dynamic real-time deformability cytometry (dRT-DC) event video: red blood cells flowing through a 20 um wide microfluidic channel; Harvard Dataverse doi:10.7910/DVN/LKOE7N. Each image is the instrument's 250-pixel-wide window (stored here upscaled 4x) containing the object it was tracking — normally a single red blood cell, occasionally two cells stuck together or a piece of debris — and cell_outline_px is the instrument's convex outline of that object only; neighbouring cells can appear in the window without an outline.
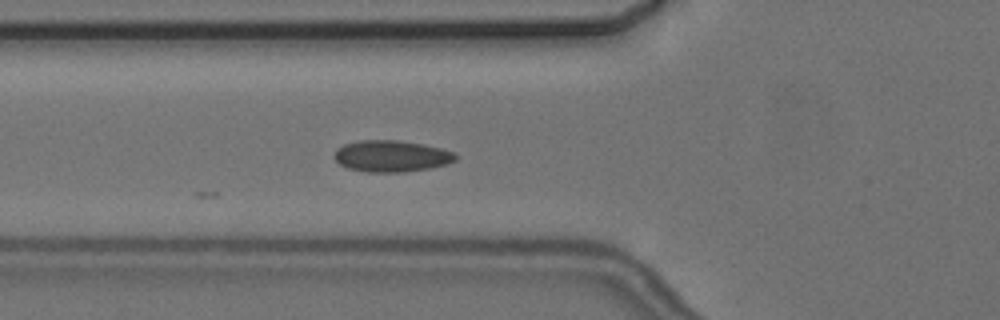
{"species": "common noctule bat (a hibernating species)", "species_latin": "Nyctalus noctula", "temperature_condition": "cold", "stored_images_in_passage": 6, "camera_frame_rate_fps": 3000, "um_per_image_px": 0.085, "animal": {"sex": "female", "body_mass_g": 24.6, "forearm_length_mm": 56.2}, "frame": {"image": 1, "passage_image": 6, "time_ms": 6.0, "image_size_px": [1000, 320], "cell_outline_px": [[460, 156], [456, 160], [444, 164], [428, 168], [404, 172], [368, 172], [348, 168], [340, 164], [332, 156], [336, 148], [344, 144], [360, 140], [396, 140], [424, 144], [456, 152]], "centroid_in_image_um": [33.26, 13.26], "position_along_channel_um": 92.5, "area_um2": 22.37}}